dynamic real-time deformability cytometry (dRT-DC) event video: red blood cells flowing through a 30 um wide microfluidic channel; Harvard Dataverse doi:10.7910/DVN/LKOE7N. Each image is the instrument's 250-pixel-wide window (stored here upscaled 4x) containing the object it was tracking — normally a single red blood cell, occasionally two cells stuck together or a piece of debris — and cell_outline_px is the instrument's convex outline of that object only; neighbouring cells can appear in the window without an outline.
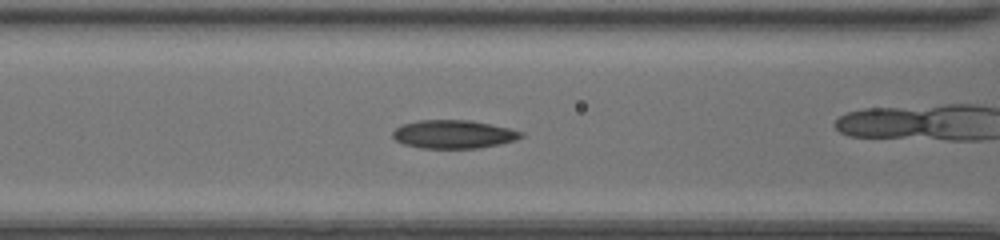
{"species": "common noctule bat (a hibernating species)", "species_latin": "Nyctalus noctula", "temperature_condition": "room temperature", "stored_images_in_passage": 53, "camera_frame_rate_fps": 3000, "um_per_image_px": 0.085, "animal": {"sex": "female", "body_mass_g": 20.0, "forearm_length_mm": 54.0}, "frame": {"image": 1, "passage_image": 25, "time_ms": 8.0, "image_size_px": [1000, 240], "cell_outline_px": [[524, 136], [516, 140], [500, 144], [480, 148], [420, 148], [404, 144], [396, 140], [392, 136], [392, 132], [400, 124], [420, 120], [472, 120], [508, 128], [524, 132]], "centroid_in_image_um": [38.55, 11.41], "position_along_channel_um": 128.0, "area_um2": 21.33}}
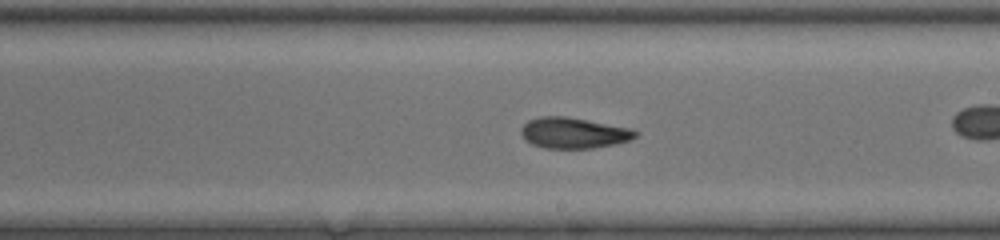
{"frame": {"image": 2, "passage_image": 33, "time_ms": 10.667, "image_size_px": [1000, 240], "cell_outline_px": [[640, 132], [632, 140], [616, 144], [592, 148], [544, 148], [532, 144], [524, 140], [520, 132], [520, 128], [528, 120], [540, 116], [564, 116], [588, 120], [632, 128]], "centroid_in_image_um": [48.77, 11.3], "position_along_channel_um": 240.2, "area_um2": 20.81}}
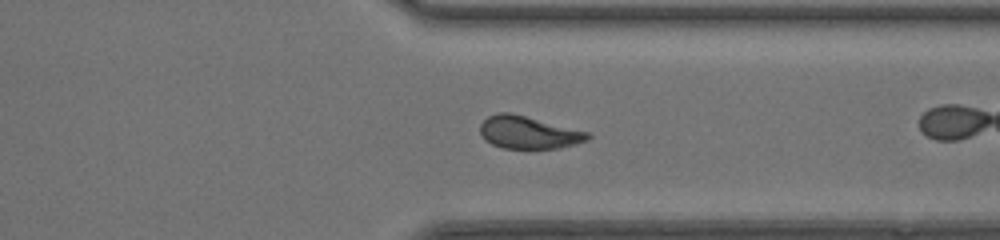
{"frame": {"image": 3, "passage_image": 42, "time_ms": 13.667, "image_size_px": [1000, 240], "cell_outline_px": [[592, 136], [588, 140], [576, 144], [560, 148], [504, 148], [492, 144], [484, 140], [480, 132], [480, 124], [488, 116], [500, 112], [508, 112], [588, 132]], "centroid_in_image_um": [44.91, 11.27], "position_along_channel_um": 366.5, "area_um2": 20.17}, "authors_computed_cell_mechanics": {"area_um2": 21.386, "velocity_mm_per_s": 4.2153, "shape_relaxation_time_tau1_ms": 8.0982, "shape_relaxation_time_tau2_ms": 4.511, "deformation_change_tau1": 0.1805, "deformation_change_tau2": 0.107}}